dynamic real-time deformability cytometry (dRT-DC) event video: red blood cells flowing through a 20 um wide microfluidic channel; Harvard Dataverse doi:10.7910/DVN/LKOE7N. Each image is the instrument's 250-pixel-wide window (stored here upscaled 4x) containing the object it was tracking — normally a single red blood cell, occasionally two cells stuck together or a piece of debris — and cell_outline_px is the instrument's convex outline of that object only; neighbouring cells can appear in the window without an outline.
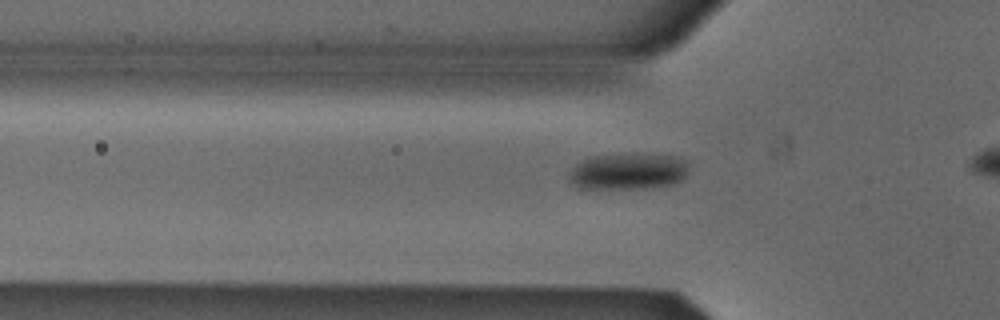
{"species": "Egyptian fruit bat (a non-hibernating species)", "species_latin": "Rousettus aegyptiacus", "temperature_condition": "cold", "stored_images_in_passage": 28, "camera_frame_rate_fps": 3000, "um_per_image_px": 0.085, "animal": {"sex": "male"}, "frame": {"image": 1, "passage_image": 6, "time_ms": 1.667, "image_size_px": [1000, 320], "cell_outline_px": [[688, 172], [680, 180], [672, 184], [644, 188], [580, 188], [572, 184], [568, 180], [568, 176], [572, 168], [576, 164], [588, 156], [624, 152], [636, 152], [680, 156], [688, 164]], "centroid_in_image_um": [53.38, 14.51], "position_along_channel_um": 72.4, "area_um2": 26.18}}
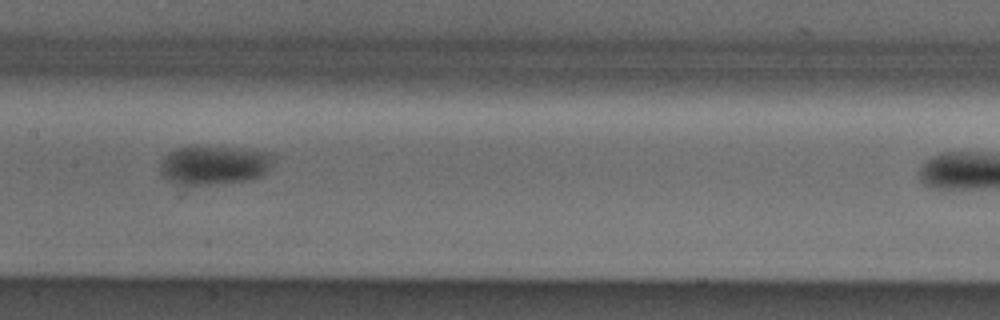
{"frame": {"image": 2, "passage_image": 15, "time_ms": 4.667, "image_size_px": [1000, 320], "cell_outline_px": [[276, 160], [260, 176], [248, 180], [212, 184], [176, 184], [160, 176], [160, 160], [168, 152], [192, 144], [244, 148], [268, 152]], "centroid_in_image_um": [18.15, 13.99], "position_along_channel_um": 189.2, "area_um2": 26.3}}
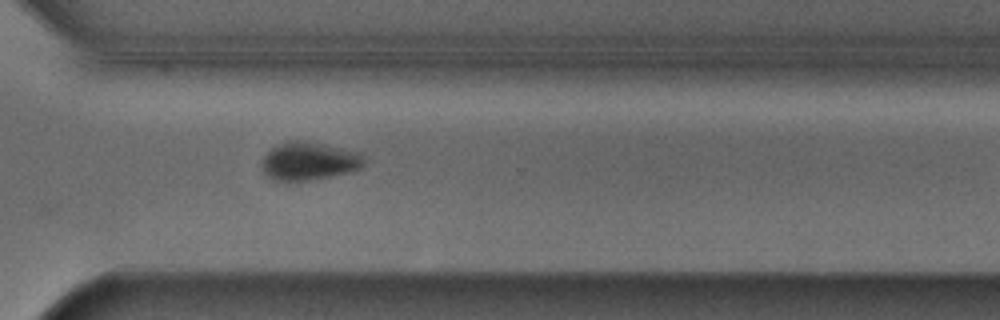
{"frame": {"image": 3, "passage_image": 27, "time_ms": 8.667, "image_size_px": [1000, 320], "cell_outline_px": [[364, 164], [360, 168], [348, 172], [308, 180], [284, 184], [272, 180], [260, 168], [260, 164], [264, 156], [272, 148], [280, 144], [292, 140], [308, 140], [360, 152], [364, 160]], "centroid_in_image_um": [26.2, 13.71], "position_along_channel_um": 344.4, "area_um2": 23.12}}